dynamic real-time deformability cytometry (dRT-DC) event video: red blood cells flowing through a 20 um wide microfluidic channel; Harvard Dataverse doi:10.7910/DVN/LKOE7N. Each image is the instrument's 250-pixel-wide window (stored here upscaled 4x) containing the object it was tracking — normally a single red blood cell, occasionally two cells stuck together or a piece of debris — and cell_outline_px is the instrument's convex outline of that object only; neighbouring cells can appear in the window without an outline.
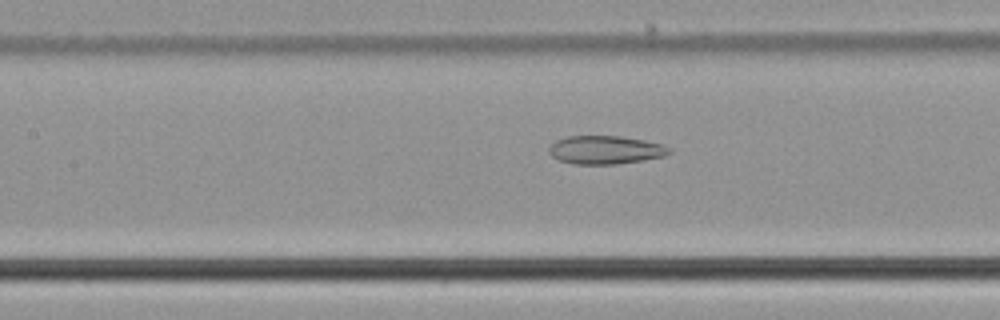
{"species": "common noctule bat (a hibernating species)", "species_latin": "Nyctalus noctula", "temperature_condition": "cold", "stored_images_in_passage": 54, "camera_frame_rate_fps": 3000, "um_per_image_px": 0.085, "animal": {"sex": "male", "body_mass_g": 21.5, "forearm_length_mm": 52.0}, "frame": {"image": 1, "passage_image": 25, "time_ms": 8.0, "image_size_px": [1000, 320], "cell_outline_px": [[672, 152], [664, 156], [644, 160], [616, 164], [572, 164], [560, 160], [552, 156], [548, 152], [548, 148], [556, 140], [568, 136], [620, 136], [644, 140], [664, 144], [672, 148]], "centroid_in_image_um": [51.49, 12.74], "position_along_channel_um": 155.9, "area_um2": 20.0}}
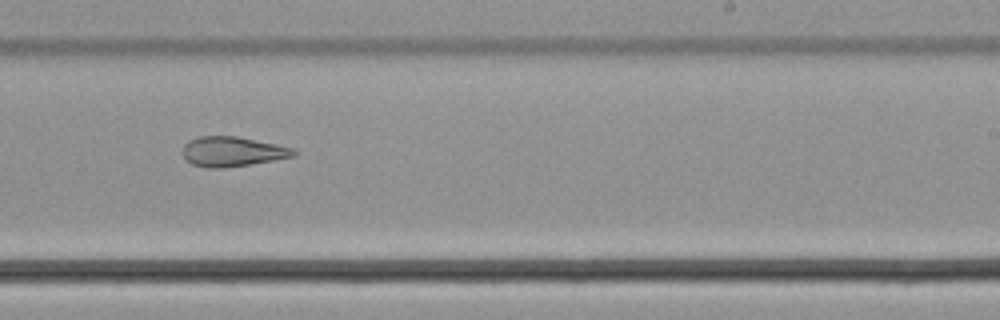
{"frame": {"image": 2, "passage_image": 34, "time_ms": 11.0, "image_size_px": [1000, 320], "cell_outline_px": [[296, 152], [292, 156], [272, 160], [248, 164], [220, 168], [208, 168], [192, 164], [184, 156], [184, 144], [188, 140], [200, 136], [236, 136], [276, 144], [292, 148]], "centroid_in_image_um": [19.71, 12.87], "position_along_channel_um": 269.3, "area_um2": 18.84}}
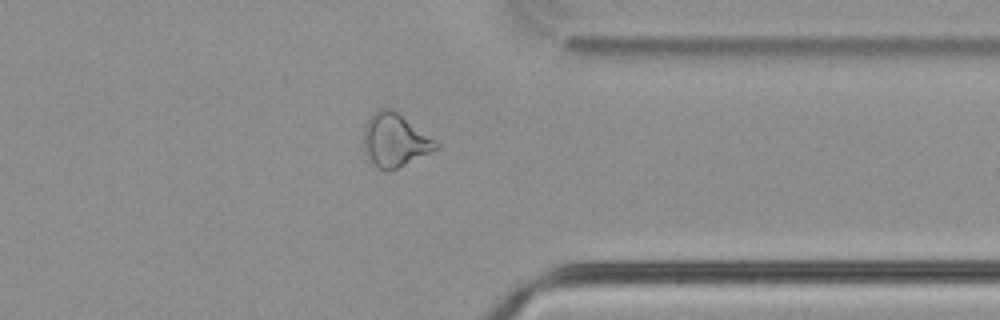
{"frame": {"image": 3, "passage_image": 43, "time_ms": 14.0, "image_size_px": [1000, 320], "cell_outline_px": [[440, 148], [432, 152], [396, 168], [384, 172], [372, 160], [368, 152], [364, 140], [364, 124], [372, 112], [380, 108], [392, 108], [440, 144]], "centroid_in_image_um": [33.59, 11.88], "position_along_channel_um": 377.8, "area_um2": 21.91}, "authors_computed_cell_mechanics": {"area_um2": 24.3338, "velocity_mm_per_s": 3.7917, "shape_relaxation_time_tau1_ms": null, "shape_relaxation_time_tau2_ms": 2.8303, "deformation_change_tau1": null, "deformation_change_tau2": 0.1155}}